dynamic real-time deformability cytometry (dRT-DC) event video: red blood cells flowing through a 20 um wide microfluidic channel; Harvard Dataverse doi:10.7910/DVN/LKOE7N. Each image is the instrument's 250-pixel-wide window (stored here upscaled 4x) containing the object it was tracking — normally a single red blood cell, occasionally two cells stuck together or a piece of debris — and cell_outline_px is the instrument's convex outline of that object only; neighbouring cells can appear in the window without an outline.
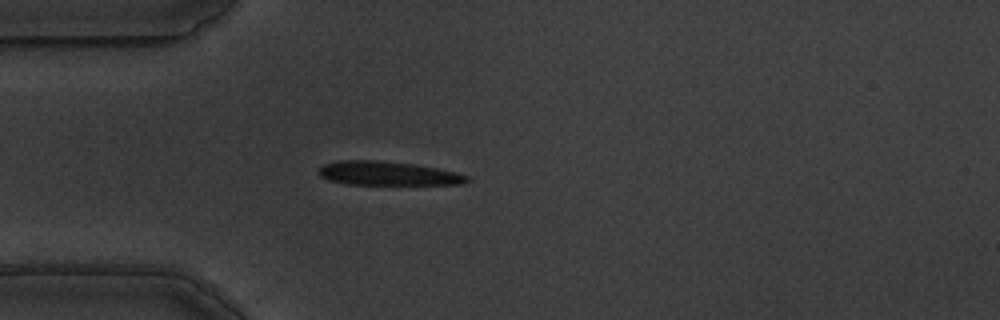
{"species": "common noctule bat (a hibernating species)", "species_latin": "Nyctalus noctula", "temperature_condition": "warm", "stored_images_in_passage": 43, "camera_frame_rate_fps": 3000, "um_per_image_px": 0.085, "animal": {"sex": "male", "body_mass_g": 19.5, "forearm_length_mm": 54.6}, "frame": {"image": 1, "passage_image": 1, "time_ms": 0.0, "image_size_px": [1000, 320], "cell_outline_px": [[468, 180], [460, 184], [344, 184], [328, 180], [320, 176], [316, 172], [324, 164], [336, 160], [380, 160], [416, 164], [456, 172], [468, 176]], "centroid_in_image_um": [32.88, 14.73], "position_along_channel_um": 52.1, "area_um2": 20.69}}
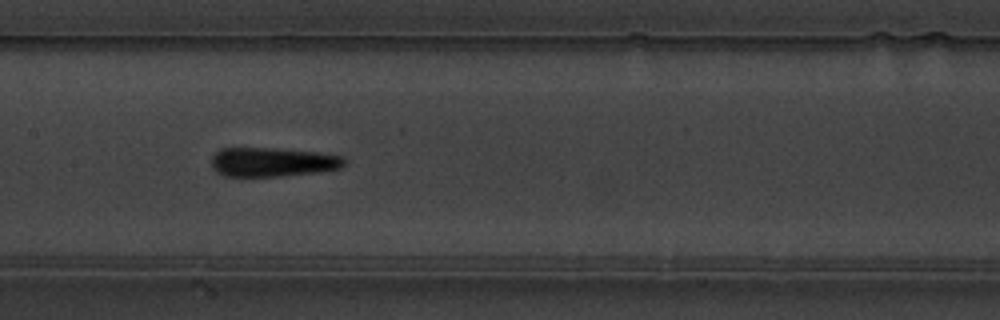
{"frame": {"image": 2, "passage_image": 13, "time_ms": 4.0, "image_size_px": [1000, 320], "cell_outline_px": [[344, 164], [340, 168], [316, 172], [280, 176], [224, 176], [216, 172], [212, 168], [212, 156], [220, 148], [276, 148], [316, 152], [344, 156]], "centroid_in_image_um": [23.13, 13.77], "position_along_channel_um": 184.3, "area_um2": 22.54}}
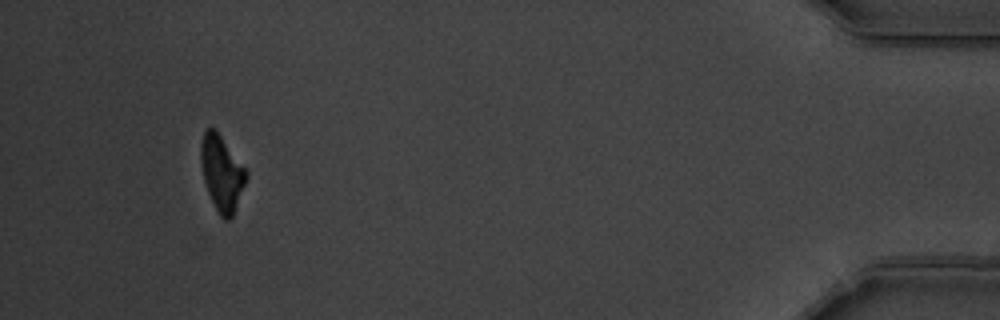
{"frame": {"image": 3, "passage_image": 39, "time_ms": 12.667, "image_size_px": [1000, 320], "cell_outline_px": [[248, 176], [232, 216], [228, 220], [224, 220], [220, 216], [208, 192], [204, 180], [200, 164], [200, 144], [204, 132], [208, 128], [216, 128], [248, 172]], "centroid_in_image_um": [18.84, 14.67], "position_along_channel_um": 416.4, "area_um2": 19.83}, "authors_computed_cell_mechanics": {"area_um2": 21.7328, "velocity_mm_per_s": 3.4981, "shape_relaxation_time_tau1_ms": 3.3968, "shape_relaxation_time_tau2_ms": 2.953, "deformation_change_tau1": 0.1367, "deformation_change_tau2": 0.1059}}